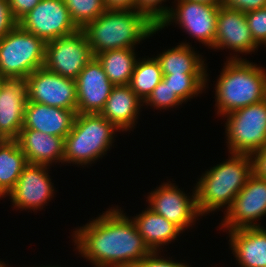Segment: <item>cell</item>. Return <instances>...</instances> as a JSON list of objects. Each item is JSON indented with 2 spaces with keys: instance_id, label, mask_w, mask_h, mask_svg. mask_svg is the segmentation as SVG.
<instances>
[{
  "instance_id": "cell-39",
  "label": "cell",
  "mask_w": 266,
  "mask_h": 267,
  "mask_svg": "<svg viewBox=\"0 0 266 267\" xmlns=\"http://www.w3.org/2000/svg\"><path fill=\"white\" fill-rule=\"evenodd\" d=\"M8 141L7 138H5L1 133H0V147Z\"/></svg>"
},
{
  "instance_id": "cell-40",
  "label": "cell",
  "mask_w": 266,
  "mask_h": 267,
  "mask_svg": "<svg viewBox=\"0 0 266 267\" xmlns=\"http://www.w3.org/2000/svg\"><path fill=\"white\" fill-rule=\"evenodd\" d=\"M9 264L7 263H5L3 260L1 261V259H0V267H11V265L10 266H8Z\"/></svg>"
},
{
  "instance_id": "cell-38",
  "label": "cell",
  "mask_w": 266,
  "mask_h": 267,
  "mask_svg": "<svg viewBox=\"0 0 266 267\" xmlns=\"http://www.w3.org/2000/svg\"><path fill=\"white\" fill-rule=\"evenodd\" d=\"M191 1L213 5V6H221L223 4V0H191Z\"/></svg>"
},
{
  "instance_id": "cell-6",
  "label": "cell",
  "mask_w": 266,
  "mask_h": 267,
  "mask_svg": "<svg viewBox=\"0 0 266 267\" xmlns=\"http://www.w3.org/2000/svg\"><path fill=\"white\" fill-rule=\"evenodd\" d=\"M46 42L19 24L0 39V79H26L44 67Z\"/></svg>"
},
{
  "instance_id": "cell-13",
  "label": "cell",
  "mask_w": 266,
  "mask_h": 267,
  "mask_svg": "<svg viewBox=\"0 0 266 267\" xmlns=\"http://www.w3.org/2000/svg\"><path fill=\"white\" fill-rule=\"evenodd\" d=\"M27 102L77 111L76 81L47 70L36 69L26 79Z\"/></svg>"
},
{
  "instance_id": "cell-25",
  "label": "cell",
  "mask_w": 266,
  "mask_h": 267,
  "mask_svg": "<svg viewBox=\"0 0 266 267\" xmlns=\"http://www.w3.org/2000/svg\"><path fill=\"white\" fill-rule=\"evenodd\" d=\"M27 164L17 140H8L0 147V200L14 188Z\"/></svg>"
},
{
  "instance_id": "cell-27",
  "label": "cell",
  "mask_w": 266,
  "mask_h": 267,
  "mask_svg": "<svg viewBox=\"0 0 266 267\" xmlns=\"http://www.w3.org/2000/svg\"><path fill=\"white\" fill-rule=\"evenodd\" d=\"M162 80L187 103L206 91L207 74H163Z\"/></svg>"
},
{
  "instance_id": "cell-4",
  "label": "cell",
  "mask_w": 266,
  "mask_h": 267,
  "mask_svg": "<svg viewBox=\"0 0 266 267\" xmlns=\"http://www.w3.org/2000/svg\"><path fill=\"white\" fill-rule=\"evenodd\" d=\"M214 86V109L223 117L266 99V69L248 59H226Z\"/></svg>"
},
{
  "instance_id": "cell-14",
  "label": "cell",
  "mask_w": 266,
  "mask_h": 267,
  "mask_svg": "<svg viewBox=\"0 0 266 267\" xmlns=\"http://www.w3.org/2000/svg\"><path fill=\"white\" fill-rule=\"evenodd\" d=\"M18 24L45 42L79 30L71 19L64 0H41Z\"/></svg>"
},
{
  "instance_id": "cell-18",
  "label": "cell",
  "mask_w": 266,
  "mask_h": 267,
  "mask_svg": "<svg viewBox=\"0 0 266 267\" xmlns=\"http://www.w3.org/2000/svg\"><path fill=\"white\" fill-rule=\"evenodd\" d=\"M144 102L129 85L114 86L101 115L113 123L121 133L133 131L144 109Z\"/></svg>"
},
{
  "instance_id": "cell-41",
  "label": "cell",
  "mask_w": 266,
  "mask_h": 267,
  "mask_svg": "<svg viewBox=\"0 0 266 267\" xmlns=\"http://www.w3.org/2000/svg\"><path fill=\"white\" fill-rule=\"evenodd\" d=\"M43 264H41V266H36V267H61V266H59V265H53V266H51L50 264L49 265H43ZM23 267V266H22ZM28 267H30V266H28ZM33 267H35V265L33 266Z\"/></svg>"
},
{
  "instance_id": "cell-26",
  "label": "cell",
  "mask_w": 266,
  "mask_h": 267,
  "mask_svg": "<svg viewBox=\"0 0 266 267\" xmlns=\"http://www.w3.org/2000/svg\"><path fill=\"white\" fill-rule=\"evenodd\" d=\"M162 70L159 62L151 55L139 57L132 74L129 86L145 102L153 89L162 81Z\"/></svg>"
},
{
  "instance_id": "cell-36",
  "label": "cell",
  "mask_w": 266,
  "mask_h": 267,
  "mask_svg": "<svg viewBox=\"0 0 266 267\" xmlns=\"http://www.w3.org/2000/svg\"><path fill=\"white\" fill-rule=\"evenodd\" d=\"M253 163V173L262 178L266 179V147L253 153L251 155Z\"/></svg>"
},
{
  "instance_id": "cell-2",
  "label": "cell",
  "mask_w": 266,
  "mask_h": 267,
  "mask_svg": "<svg viewBox=\"0 0 266 267\" xmlns=\"http://www.w3.org/2000/svg\"><path fill=\"white\" fill-rule=\"evenodd\" d=\"M209 168L194 184L197 208L203 217L224 208L226 212L253 174L252 157L248 154L229 153L228 159Z\"/></svg>"
},
{
  "instance_id": "cell-29",
  "label": "cell",
  "mask_w": 266,
  "mask_h": 267,
  "mask_svg": "<svg viewBox=\"0 0 266 267\" xmlns=\"http://www.w3.org/2000/svg\"><path fill=\"white\" fill-rule=\"evenodd\" d=\"M182 104H184V102L171 90L168 83H165L163 80L155 86L151 95L144 102L146 108L150 106L160 111H166L171 108L173 110L174 108L182 106Z\"/></svg>"
},
{
  "instance_id": "cell-7",
  "label": "cell",
  "mask_w": 266,
  "mask_h": 267,
  "mask_svg": "<svg viewBox=\"0 0 266 267\" xmlns=\"http://www.w3.org/2000/svg\"><path fill=\"white\" fill-rule=\"evenodd\" d=\"M222 118L228 153L252 155L266 147V99Z\"/></svg>"
},
{
  "instance_id": "cell-21",
  "label": "cell",
  "mask_w": 266,
  "mask_h": 267,
  "mask_svg": "<svg viewBox=\"0 0 266 267\" xmlns=\"http://www.w3.org/2000/svg\"><path fill=\"white\" fill-rule=\"evenodd\" d=\"M237 267H266V228H242L227 232Z\"/></svg>"
},
{
  "instance_id": "cell-35",
  "label": "cell",
  "mask_w": 266,
  "mask_h": 267,
  "mask_svg": "<svg viewBox=\"0 0 266 267\" xmlns=\"http://www.w3.org/2000/svg\"><path fill=\"white\" fill-rule=\"evenodd\" d=\"M41 0H9L14 18L19 22Z\"/></svg>"
},
{
  "instance_id": "cell-9",
  "label": "cell",
  "mask_w": 266,
  "mask_h": 267,
  "mask_svg": "<svg viewBox=\"0 0 266 267\" xmlns=\"http://www.w3.org/2000/svg\"><path fill=\"white\" fill-rule=\"evenodd\" d=\"M172 182L174 181L167 179V182L148 192L145 203L153 212L162 215L184 233L190 227L193 229L194 224L196 226V222L202 219V216L197 208L195 187L191 190V195Z\"/></svg>"
},
{
  "instance_id": "cell-19",
  "label": "cell",
  "mask_w": 266,
  "mask_h": 267,
  "mask_svg": "<svg viewBox=\"0 0 266 267\" xmlns=\"http://www.w3.org/2000/svg\"><path fill=\"white\" fill-rule=\"evenodd\" d=\"M76 111L45 104L27 102L22 129L65 137L72 130Z\"/></svg>"
},
{
  "instance_id": "cell-12",
  "label": "cell",
  "mask_w": 266,
  "mask_h": 267,
  "mask_svg": "<svg viewBox=\"0 0 266 267\" xmlns=\"http://www.w3.org/2000/svg\"><path fill=\"white\" fill-rule=\"evenodd\" d=\"M93 58L91 47L84 32L46 42L44 67L70 79H76L81 70Z\"/></svg>"
},
{
  "instance_id": "cell-8",
  "label": "cell",
  "mask_w": 266,
  "mask_h": 267,
  "mask_svg": "<svg viewBox=\"0 0 266 267\" xmlns=\"http://www.w3.org/2000/svg\"><path fill=\"white\" fill-rule=\"evenodd\" d=\"M218 9L219 6L191 0H174L169 14L160 22L157 30L160 32L173 23L193 40L211 50L216 37Z\"/></svg>"
},
{
  "instance_id": "cell-34",
  "label": "cell",
  "mask_w": 266,
  "mask_h": 267,
  "mask_svg": "<svg viewBox=\"0 0 266 267\" xmlns=\"http://www.w3.org/2000/svg\"><path fill=\"white\" fill-rule=\"evenodd\" d=\"M222 5L245 13L266 7V0H223Z\"/></svg>"
},
{
  "instance_id": "cell-15",
  "label": "cell",
  "mask_w": 266,
  "mask_h": 267,
  "mask_svg": "<svg viewBox=\"0 0 266 267\" xmlns=\"http://www.w3.org/2000/svg\"><path fill=\"white\" fill-rule=\"evenodd\" d=\"M216 37L213 50H228L230 56L225 59H247L239 54H252L259 46L254 42L244 12L219 6ZM235 52V53H234Z\"/></svg>"
},
{
  "instance_id": "cell-5",
  "label": "cell",
  "mask_w": 266,
  "mask_h": 267,
  "mask_svg": "<svg viewBox=\"0 0 266 267\" xmlns=\"http://www.w3.org/2000/svg\"><path fill=\"white\" fill-rule=\"evenodd\" d=\"M117 132L121 131L101 114H76L72 130L64 139V164L92 167L114 148Z\"/></svg>"
},
{
  "instance_id": "cell-17",
  "label": "cell",
  "mask_w": 266,
  "mask_h": 267,
  "mask_svg": "<svg viewBox=\"0 0 266 267\" xmlns=\"http://www.w3.org/2000/svg\"><path fill=\"white\" fill-rule=\"evenodd\" d=\"M27 88L25 79H0V133L17 140L23 128Z\"/></svg>"
},
{
  "instance_id": "cell-10",
  "label": "cell",
  "mask_w": 266,
  "mask_h": 267,
  "mask_svg": "<svg viewBox=\"0 0 266 267\" xmlns=\"http://www.w3.org/2000/svg\"><path fill=\"white\" fill-rule=\"evenodd\" d=\"M264 216H266V179L253 173L230 208L224 213L219 229L227 232L242 228L263 227L258 221H261Z\"/></svg>"
},
{
  "instance_id": "cell-37",
  "label": "cell",
  "mask_w": 266,
  "mask_h": 267,
  "mask_svg": "<svg viewBox=\"0 0 266 267\" xmlns=\"http://www.w3.org/2000/svg\"><path fill=\"white\" fill-rule=\"evenodd\" d=\"M106 10H136V0H103Z\"/></svg>"
},
{
  "instance_id": "cell-30",
  "label": "cell",
  "mask_w": 266,
  "mask_h": 267,
  "mask_svg": "<svg viewBox=\"0 0 266 267\" xmlns=\"http://www.w3.org/2000/svg\"><path fill=\"white\" fill-rule=\"evenodd\" d=\"M246 21L254 42L266 46V7L245 12Z\"/></svg>"
},
{
  "instance_id": "cell-28",
  "label": "cell",
  "mask_w": 266,
  "mask_h": 267,
  "mask_svg": "<svg viewBox=\"0 0 266 267\" xmlns=\"http://www.w3.org/2000/svg\"><path fill=\"white\" fill-rule=\"evenodd\" d=\"M64 3L79 29L94 21L106 10L103 0H64Z\"/></svg>"
},
{
  "instance_id": "cell-31",
  "label": "cell",
  "mask_w": 266,
  "mask_h": 267,
  "mask_svg": "<svg viewBox=\"0 0 266 267\" xmlns=\"http://www.w3.org/2000/svg\"><path fill=\"white\" fill-rule=\"evenodd\" d=\"M169 0H136V10L144 14L155 26L169 14L171 5L165 2Z\"/></svg>"
},
{
  "instance_id": "cell-1",
  "label": "cell",
  "mask_w": 266,
  "mask_h": 267,
  "mask_svg": "<svg viewBox=\"0 0 266 267\" xmlns=\"http://www.w3.org/2000/svg\"><path fill=\"white\" fill-rule=\"evenodd\" d=\"M120 206L100 213L72 233L74 250L94 267H131L152 251ZM76 246V247H75Z\"/></svg>"
},
{
  "instance_id": "cell-24",
  "label": "cell",
  "mask_w": 266,
  "mask_h": 267,
  "mask_svg": "<svg viewBox=\"0 0 266 267\" xmlns=\"http://www.w3.org/2000/svg\"><path fill=\"white\" fill-rule=\"evenodd\" d=\"M136 49H113L95 55L114 86L129 85L139 58Z\"/></svg>"
},
{
  "instance_id": "cell-16",
  "label": "cell",
  "mask_w": 266,
  "mask_h": 267,
  "mask_svg": "<svg viewBox=\"0 0 266 267\" xmlns=\"http://www.w3.org/2000/svg\"><path fill=\"white\" fill-rule=\"evenodd\" d=\"M76 81L77 114H100L114 87L98 59L93 58L81 70Z\"/></svg>"
},
{
  "instance_id": "cell-22",
  "label": "cell",
  "mask_w": 266,
  "mask_h": 267,
  "mask_svg": "<svg viewBox=\"0 0 266 267\" xmlns=\"http://www.w3.org/2000/svg\"><path fill=\"white\" fill-rule=\"evenodd\" d=\"M142 212L132 216L139 234L152 252H162L171 242L179 240L183 232L172 222L162 215L156 214L146 207ZM180 235V236H179ZM164 248V249H163Z\"/></svg>"
},
{
  "instance_id": "cell-33",
  "label": "cell",
  "mask_w": 266,
  "mask_h": 267,
  "mask_svg": "<svg viewBox=\"0 0 266 267\" xmlns=\"http://www.w3.org/2000/svg\"><path fill=\"white\" fill-rule=\"evenodd\" d=\"M18 25L14 18L9 0H0V39Z\"/></svg>"
},
{
  "instance_id": "cell-20",
  "label": "cell",
  "mask_w": 266,
  "mask_h": 267,
  "mask_svg": "<svg viewBox=\"0 0 266 267\" xmlns=\"http://www.w3.org/2000/svg\"><path fill=\"white\" fill-rule=\"evenodd\" d=\"M17 142L30 164L64 165V138L32 129H21ZM61 163V164H60Z\"/></svg>"
},
{
  "instance_id": "cell-32",
  "label": "cell",
  "mask_w": 266,
  "mask_h": 267,
  "mask_svg": "<svg viewBox=\"0 0 266 267\" xmlns=\"http://www.w3.org/2000/svg\"><path fill=\"white\" fill-rule=\"evenodd\" d=\"M162 251L151 252L148 256L144 257L139 262H136L131 267H192L190 263L175 261L172 259L173 256L164 257ZM160 255V256H159Z\"/></svg>"
},
{
  "instance_id": "cell-3",
  "label": "cell",
  "mask_w": 266,
  "mask_h": 267,
  "mask_svg": "<svg viewBox=\"0 0 266 267\" xmlns=\"http://www.w3.org/2000/svg\"><path fill=\"white\" fill-rule=\"evenodd\" d=\"M81 30L93 56L113 49L136 48L159 33L157 26L137 10H105Z\"/></svg>"
},
{
  "instance_id": "cell-23",
  "label": "cell",
  "mask_w": 266,
  "mask_h": 267,
  "mask_svg": "<svg viewBox=\"0 0 266 267\" xmlns=\"http://www.w3.org/2000/svg\"><path fill=\"white\" fill-rule=\"evenodd\" d=\"M175 47L163 49L161 53L153 55L159 62L162 74H207L206 89L209 88V75L206 59L195 51L191 43H177ZM209 81V82H208Z\"/></svg>"
},
{
  "instance_id": "cell-11",
  "label": "cell",
  "mask_w": 266,
  "mask_h": 267,
  "mask_svg": "<svg viewBox=\"0 0 266 267\" xmlns=\"http://www.w3.org/2000/svg\"><path fill=\"white\" fill-rule=\"evenodd\" d=\"M51 167L28 163L17 180L14 188L6 197L12 208L34 213L44 209L55 196L57 188L49 175ZM53 182V183H52ZM52 198V199H51Z\"/></svg>"
}]
</instances>
